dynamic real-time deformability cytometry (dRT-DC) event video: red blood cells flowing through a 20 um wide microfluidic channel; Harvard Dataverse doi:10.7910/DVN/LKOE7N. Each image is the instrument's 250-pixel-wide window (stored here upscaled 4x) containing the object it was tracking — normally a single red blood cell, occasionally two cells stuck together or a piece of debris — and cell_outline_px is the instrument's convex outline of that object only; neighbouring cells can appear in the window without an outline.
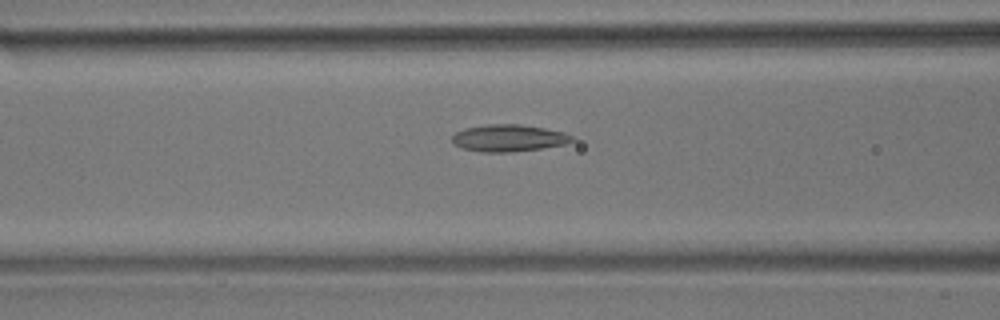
{"species": "common noctule bat (a hibernating species)", "species_latin": "Nyctalus noctula", "temperature_condition": "room temperature", "stored_images_in_passage": 40, "camera_frame_rate_fps": 3000, "um_per_image_px": 0.085, "animal": {"sex": "male", "body_mass_g": 17.9}, "frame": {"image": 1, "passage_image": 7, "time_ms": 2.0, "image_size_px": [1000, 320], "cell_outline_px": [[576, 140], [564, 144], [540, 148], [512, 152], [480, 152], [460, 148], [452, 144], [452, 136], [456, 132], [464, 128], [488, 124], [520, 124], [544, 128], [564, 132], [572, 136]], "centroid_in_image_um": [43.19, 11.73], "position_along_channel_um": 123.4, "area_um2": 18.96}}
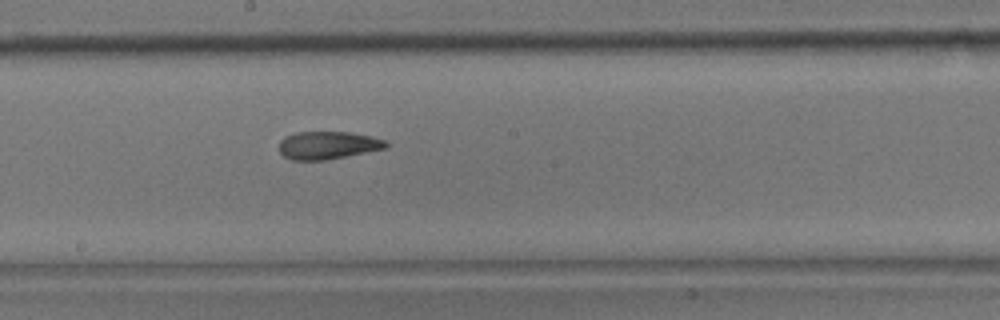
{"frame": {"image": 2, "passage_image": 15, "time_ms": 4.667, "image_size_px": [1000, 320], "cell_outline_px": [[388, 148], [324, 160], [292, 160], [284, 156], [280, 152], [280, 140], [284, 136], [296, 132], [348, 132], [372, 136], [384, 140], [388, 144]], "centroid_in_image_um": [27.86, 12.34], "position_along_channel_um": 220.3, "area_um2": 17.28}}
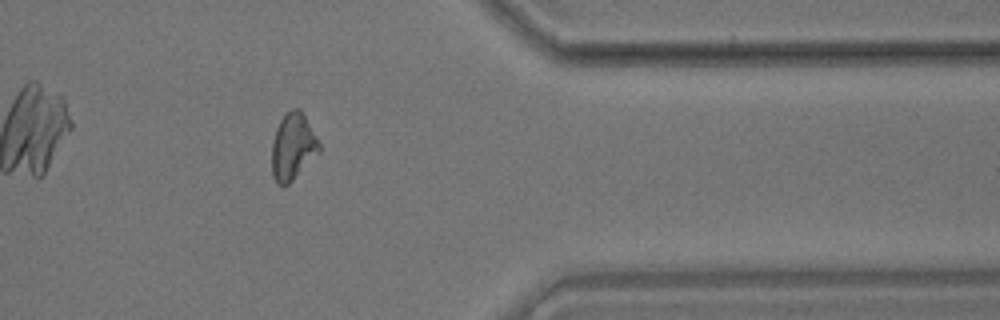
{"frame": {"image": 3, "passage_image": 30, "time_ms": 9.667, "image_size_px": [1000, 320], "cell_outline_px": [[320, 152], [284, 188], [276, 184], [272, 176], [272, 140], [276, 128], [280, 120], [292, 108], [300, 108], [304, 112], [320, 144]], "centroid_in_image_um": [24.89, 12.47], "position_along_channel_um": 386.5, "area_um2": 18.61}, "authors_computed_cell_mechanics": {"area_um2": 18.2359, "velocity_mm_per_s": 3.6387, "shape_relaxation_time_tau1_ms": 11.2285, "shape_relaxation_time_tau2_ms": 5.6665, "deformation_change_tau1": 0.2352, "deformation_change_tau2": 0.1564}}